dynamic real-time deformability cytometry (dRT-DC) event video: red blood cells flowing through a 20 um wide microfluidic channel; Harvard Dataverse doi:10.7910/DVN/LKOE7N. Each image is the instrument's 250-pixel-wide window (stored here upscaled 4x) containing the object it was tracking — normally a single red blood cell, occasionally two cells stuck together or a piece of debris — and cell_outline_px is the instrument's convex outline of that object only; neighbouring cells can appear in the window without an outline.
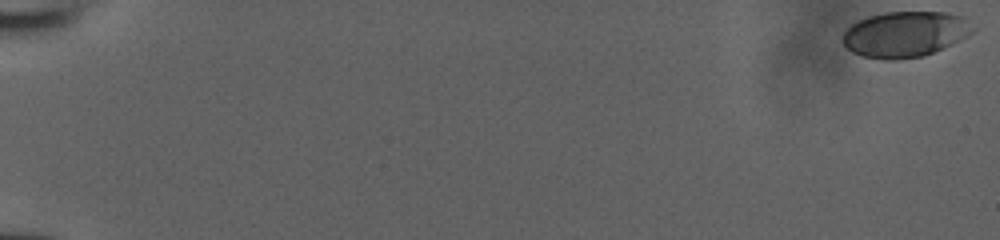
{"species": "human", "species_latin": "Homo sapiens", "temperature_condition": "room temperature", "stored_images_in_passage": 53, "camera_frame_rate_fps": 3000, "um_per_image_px": 0.085, "donor": {"sex": "male"}, "frame": {"image": 1, "passage_image": 1, "time_ms": 0.0, "image_size_px": [1000, 240], "cell_outline_px": [[976, 28], [968, 36], [944, 48], [924, 56], [892, 60], [884, 60], [864, 56], [852, 52], [840, 40], [844, 32], [852, 24], [860, 20], [884, 12], [948, 12], [964, 16]], "centroid_in_image_um": [76.97, 2.91], "position_along_channel_um": 8.0, "area_um2": 34.8}}
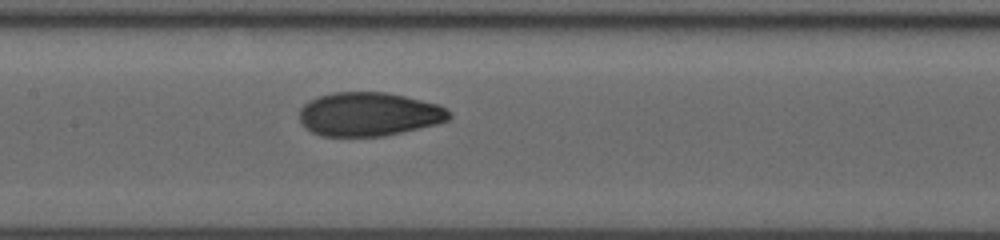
{"frame": {"image": 2, "passage_image": 29, "time_ms": 9.333, "image_size_px": [1000, 240], "cell_outline_px": [[452, 116], [448, 120], [436, 124], [384, 136], [320, 136], [304, 128], [300, 120], [300, 108], [308, 100], [316, 96], [332, 92], [384, 92], [404, 96], [440, 104], [448, 108], [452, 112]], "centroid_in_image_um": [31.35, 9.7], "position_along_channel_um": 176.0, "area_um2": 38.55}}
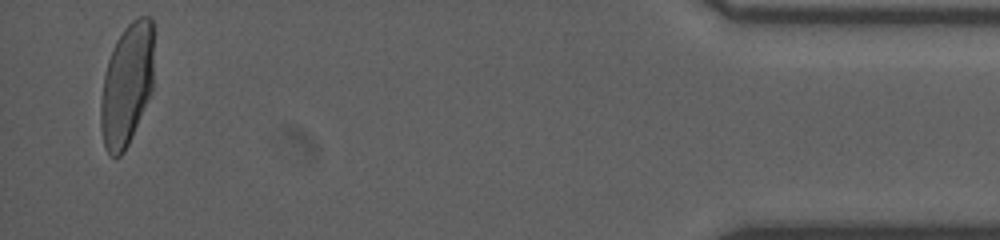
{"frame": {"image": 3, "passage_image": 52, "time_ms": 17.0, "image_size_px": [1000, 240], "cell_outline_px": [[152, 92], [128, 144], [124, 152], [120, 156], [112, 156], [104, 148], [100, 128], [100, 104], [104, 76], [108, 60], [112, 48], [116, 40], [124, 28], [132, 20], [140, 16], [148, 16], [152, 20]], "centroid_in_image_um": [10.75, 7.22], "position_along_channel_um": 424.4, "area_um2": 37.74}}